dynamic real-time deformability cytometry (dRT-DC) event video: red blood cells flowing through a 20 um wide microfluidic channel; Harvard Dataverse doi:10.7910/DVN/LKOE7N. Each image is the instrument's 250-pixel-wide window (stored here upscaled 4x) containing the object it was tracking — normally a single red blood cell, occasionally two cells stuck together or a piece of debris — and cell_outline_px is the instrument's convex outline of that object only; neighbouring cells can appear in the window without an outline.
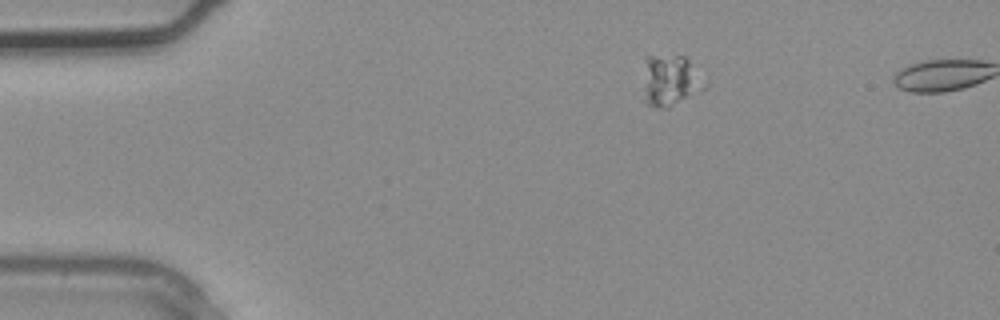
{"species": "common noctule bat (a hibernating species)", "species_latin": "Nyctalus noctula", "temperature_condition": "warm", "stored_images_in_passage": 4, "camera_frame_rate_fps": 3000, "um_per_image_px": 0.085, "animal": {"sex": "male", "body_mass_g": 20.4}, "frame": {"image": 1, "passage_image": 2, "time_ms": 0.333, "image_size_px": [1000, 320], "cell_outline_px": [[708, 84], [700, 92], [664, 108], [656, 108], [648, 104], [644, 100], [644, 56], [684, 56], [688, 60]], "centroid_in_image_um": [56.96, 6.84], "position_along_channel_um": 28.0, "area_um2": 18.15}}